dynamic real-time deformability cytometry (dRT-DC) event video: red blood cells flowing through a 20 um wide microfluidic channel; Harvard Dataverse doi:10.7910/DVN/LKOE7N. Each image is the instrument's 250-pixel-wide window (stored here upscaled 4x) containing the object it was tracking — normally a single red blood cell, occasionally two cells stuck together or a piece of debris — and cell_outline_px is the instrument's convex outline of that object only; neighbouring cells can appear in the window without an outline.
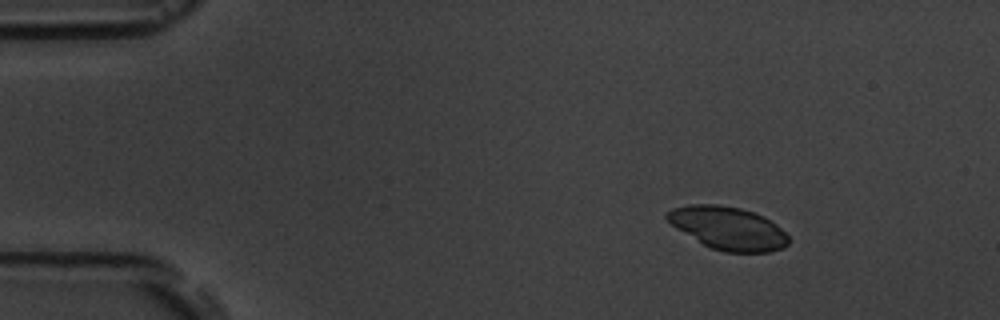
{"species": "common noctule bat (a hibernating species)", "species_latin": "Nyctalus noctula", "temperature_condition": "room temperature", "stored_images_in_passage": 3, "camera_frame_rate_fps": 3000, "um_per_image_px": 0.085, "animal": {"sex": "male", "body_mass_g": 19.5, "forearm_length_mm": 54.6}, "frame": {"image": 1, "passage_image": 1, "time_ms": 0.0, "image_size_px": [1000, 320], "cell_outline_px": [[792, 240], [784, 248], [768, 252], [724, 252], [712, 248], [704, 244], [676, 228], [664, 216], [672, 208], [688, 204], [720, 204], [740, 208], [764, 216], [776, 224]], "centroid_in_image_um": [61.91, 19.39], "position_along_channel_um": 23.1, "area_um2": 30.35}}